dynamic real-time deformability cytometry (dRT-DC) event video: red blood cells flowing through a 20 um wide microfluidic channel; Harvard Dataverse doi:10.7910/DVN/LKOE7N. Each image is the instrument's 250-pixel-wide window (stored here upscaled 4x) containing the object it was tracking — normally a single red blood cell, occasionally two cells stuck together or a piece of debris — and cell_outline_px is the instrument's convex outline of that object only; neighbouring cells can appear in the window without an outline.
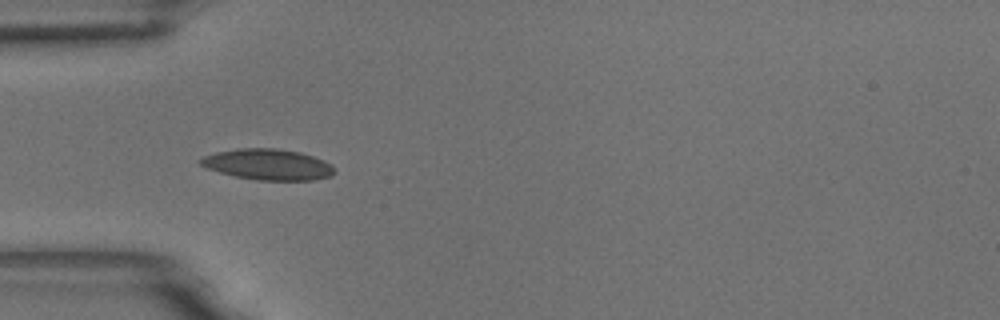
{"species": "common noctule bat (a hibernating species)", "species_latin": "Nyctalus noctula", "temperature_condition": "room temperature", "stored_images_in_passage": 6, "camera_frame_rate_fps": 3000, "um_per_image_px": 0.085, "animal": {"sex": "male", "body_mass_g": 18.8}, "frame": {"image": 1, "passage_image": 5, "time_ms": 1.333, "image_size_px": [1000, 320], "cell_outline_px": [[336, 172], [332, 176], [312, 180], [256, 180], [236, 176], [220, 172], [208, 168], [200, 164], [196, 160], [204, 156], [216, 152], [236, 148], [276, 148], [300, 152], [324, 160], [332, 164]], "centroid_in_image_um": [22.79, 13.97], "position_along_channel_um": 62.2, "area_um2": 24.22}}